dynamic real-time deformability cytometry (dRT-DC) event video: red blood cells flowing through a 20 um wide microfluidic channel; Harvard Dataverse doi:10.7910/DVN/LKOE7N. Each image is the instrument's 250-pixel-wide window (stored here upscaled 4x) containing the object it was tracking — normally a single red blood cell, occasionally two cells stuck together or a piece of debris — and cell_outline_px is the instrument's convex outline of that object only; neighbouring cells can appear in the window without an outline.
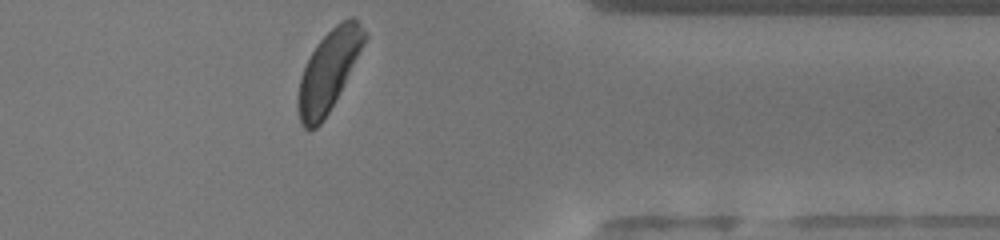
{"species": "human", "species_latin": "Homo sapiens", "temperature_condition": "warm", "stored_images_in_passage": 30, "camera_frame_rate_fps": 3000, "um_per_image_px": 0.085, "donor": {"sex": "female"}, "frame": {"image": 1, "passage_image": 30, "time_ms": 9.667, "image_size_px": [1000, 240], "cell_outline_px": [[368, 36], [344, 84], [324, 120], [316, 128], [308, 132], [300, 124], [296, 104], [300, 76], [312, 52], [320, 40], [336, 24], [352, 16], [368, 32]], "centroid_in_image_um": [27.91, 6.06], "position_along_channel_um": 383.5, "area_um2": 30.92}, "authors_computed_cell_mechanics": {"area_um2": 30.7496, "velocity_mm_per_s": 4.1114, "shape_relaxation_time_tau1_ms": 0.9443, "shape_relaxation_time_tau2_ms": null, "deformation_change_tau1": 0.0888, "deformation_change_tau2": null}}